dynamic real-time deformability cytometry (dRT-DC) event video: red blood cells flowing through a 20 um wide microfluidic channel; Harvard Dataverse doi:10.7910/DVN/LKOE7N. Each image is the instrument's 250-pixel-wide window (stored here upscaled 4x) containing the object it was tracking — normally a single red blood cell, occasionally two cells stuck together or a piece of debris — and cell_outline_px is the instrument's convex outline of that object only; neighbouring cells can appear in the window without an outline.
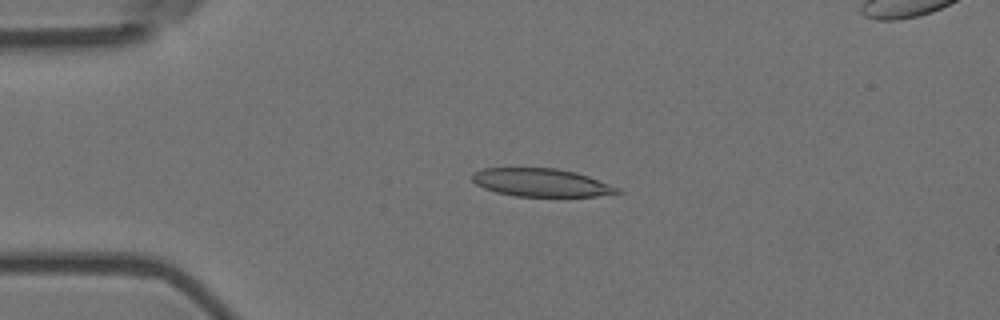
{"species": "Egyptian fruit bat (a non-hibernating species)", "species_latin": "Rousettus aegyptiacus", "temperature_condition": "room temperature", "stored_images_in_passage": 6, "camera_frame_rate_fps": 3000, "um_per_image_px": 0.085, "animal": {"sex": "female"}, "frame": {"image": 1, "passage_image": 4, "time_ms": 1.0, "image_size_px": [1000, 320], "cell_outline_px": [[620, 192], [596, 196], [516, 196], [496, 192], [484, 188], [476, 184], [472, 180], [472, 172], [484, 168], [556, 168], [576, 172], [588, 176], [620, 188]], "centroid_in_image_um": [45.97, 15.51], "position_along_channel_um": 39.0, "area_um2": 23.58}}